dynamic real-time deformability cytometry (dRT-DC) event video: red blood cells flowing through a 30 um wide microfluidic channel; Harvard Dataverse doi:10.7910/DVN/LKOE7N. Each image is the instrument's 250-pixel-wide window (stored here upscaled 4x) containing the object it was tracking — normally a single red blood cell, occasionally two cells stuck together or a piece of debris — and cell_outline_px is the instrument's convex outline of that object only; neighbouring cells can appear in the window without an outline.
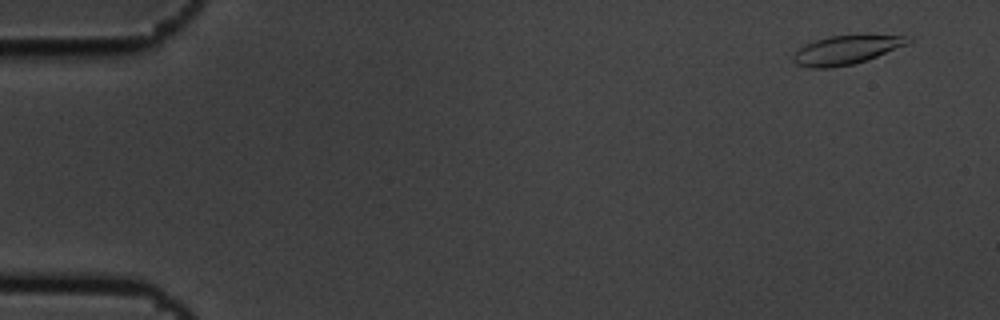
{"species": "common noctule bat (a hibernating species)", "species_latin": "Nyctalus noctula", "temperature_condition": "cold", "stored_images_in_passage": 5, "camera_frame_rate_fps": 3000, "um_per_image_px": 0.085, "animal": {"sex": "male", "body_mass_g": 19.5, "forearm_length_mm": 54.6}, "frame": {"image": 1, "passage_image": 1, "time_ms": 0.0, "image_size_px": [1000, 320], "cell_outline_px": [[912, 40], [908, 44], [868, 60], [852, 64], [832, 68], [808, 68], [796, 64], [792, 60], [792, 56], [804, 44], [828, 36], [864, 32], [912, 36]], "centroid_in_image_um": [72.02, 4.19], "position_along_channel_um": 13.0, "area_um2": 20.35}}